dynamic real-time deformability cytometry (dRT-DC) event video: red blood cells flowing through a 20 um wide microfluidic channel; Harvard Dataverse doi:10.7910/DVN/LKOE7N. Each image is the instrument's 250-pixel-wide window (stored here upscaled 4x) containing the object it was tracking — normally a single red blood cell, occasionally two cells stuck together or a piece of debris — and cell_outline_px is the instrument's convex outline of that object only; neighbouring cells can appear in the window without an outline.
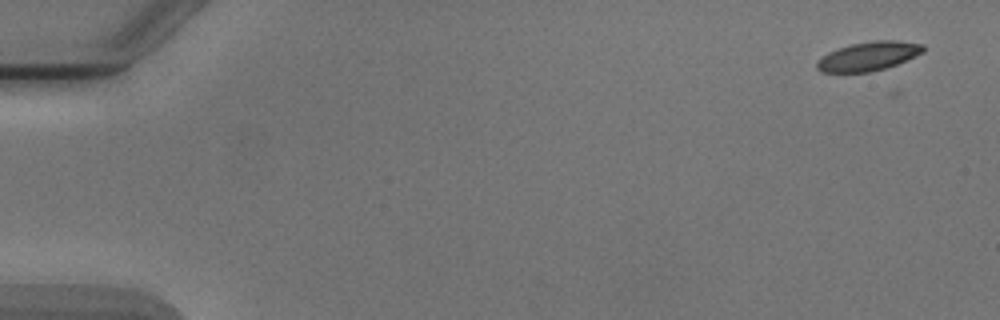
{"species": "Egyptian fruit bat (a non-hibernating species)", "species_latin": "Rousettus aegyptiacus", "temperature_condition": "cold", "stored_images_in_passage": 6, "camera_frame_rate_fps": 3000, "um_per_image_px": 0.085, "animal": {"sex": "male"}, "frame": {"image": 1, "passage_image": 1, "time_ms": 0.0, "image_size_px": [1000, 320], "cell_outline_px": [[924, 52], [896, 64], [884, 68], [868, 72], [820, 72], [816, 68], [816, 64], [828, 52], [852, 44], [876, 40], [896, 40], [924, 44]], "centroid_in_image_um": [73.84, 4.77], "position_along_channel_um": 11.2, "area_um2": 17.63}}
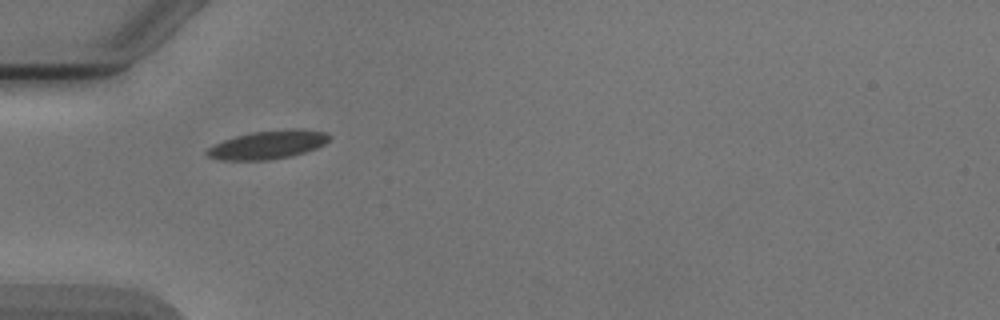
{"frame": {"image": 2, "passage_image": 5, "time_ms": 5.0, "image_size_px": [1000, 320], "cell_outline_px": [[332, 136], [324, 144], [316, 148], [292, 156], [268, 160], [220, 160], [208, 156], [204, 152], [212, 144], [236, 136], [256, 132], [292, 128], [304, 128], [328, 132]], "centroid_in_image_um": [22.8, 12.29], "position_along_channel_um": 62.2, "area_um2": 20.4}}
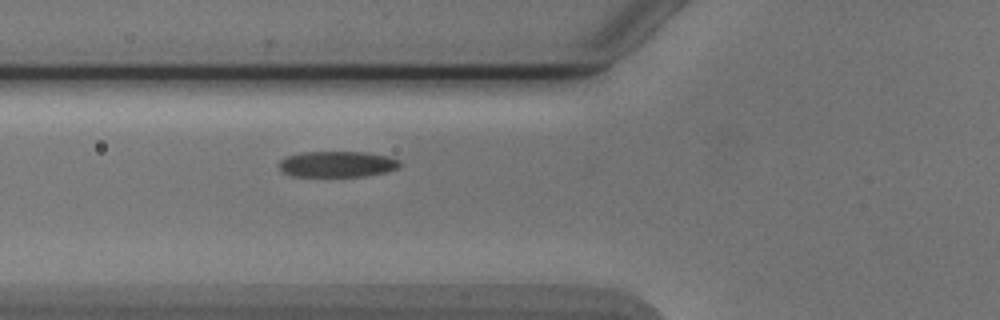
{"frame": {"image": 3, "passage_image": 6, "time_ms": 6.0, "image_size_px": [1000, 320], "cell_outline_px": [[400, 164], [396, 168], [384, 172], [364, 176], [292, 176], [280, 172], [280, 160], [284, 156], [300, 152], [368, 152], [388, 156], [400, 160]], "centroid_in_image_um": [28.61, 13.94], "position_along_channel_um": 97.2, "area_um2": 18.32}}